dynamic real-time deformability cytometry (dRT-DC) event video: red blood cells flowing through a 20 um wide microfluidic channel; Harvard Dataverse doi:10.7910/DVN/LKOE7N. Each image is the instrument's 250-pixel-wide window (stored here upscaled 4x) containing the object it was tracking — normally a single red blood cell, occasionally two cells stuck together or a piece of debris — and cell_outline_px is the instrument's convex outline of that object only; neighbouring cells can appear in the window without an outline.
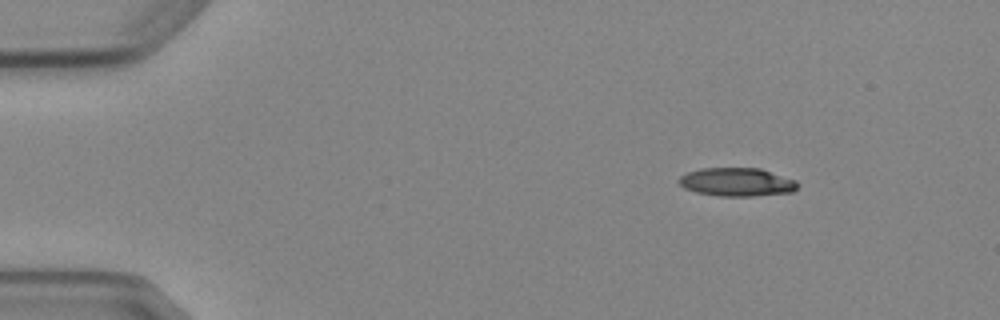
{"species": "Egyptian fruit bat (a non-hibernating species)", "species_latin": "Rousettus aegyptiacus", "temperature_condition": "cold", "stored_images_in_passage": 6, "segment_of_instrument_passage": [2, 2], "camera_frame_rate_fps": 3000, "um_per_image_px": 0.085, "animal": {"sex": "female"}, "frame": {"image": 1, "passage_image": 6, "time_ms": 6.667, "image_size_px": [1000, 320], "cell_outline_px": [[800, 184], [792, 192], [752, 196], [720, 196], [696, 192], [684, 188], [676, 180], [680, 176], [688, 172], [700, 168], [760, 168], [796, 180]], "centroid_in_image_um": [62.62, 15.47], "position_along_channel_um": 22.4, "area_um2": 19.71}}